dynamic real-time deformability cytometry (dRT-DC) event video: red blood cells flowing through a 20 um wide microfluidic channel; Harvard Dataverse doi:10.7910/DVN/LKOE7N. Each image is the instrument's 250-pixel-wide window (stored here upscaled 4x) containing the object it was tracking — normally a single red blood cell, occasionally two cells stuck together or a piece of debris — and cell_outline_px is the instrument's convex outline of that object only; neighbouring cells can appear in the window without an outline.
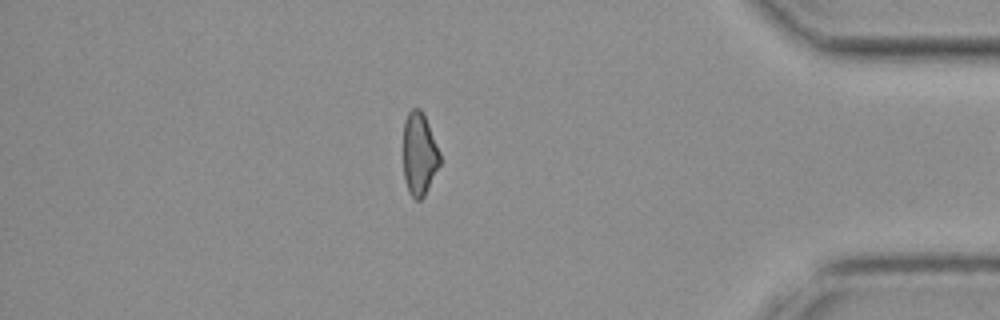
{"species": "common noctule bat (a hibernating species)", "species_latin": "Nyctalus noctula", "temperature_condition": "cold", "stored_images_in_passage": 53, "camera_frame_rate_fps": 3000, "um_per_image_px": 0.085, "animal": {"sex": "female", "body_mass_g": 19.3, "forearm_length_mm": 54.1}, "frame": {"image": 1, "passage_image": 52, "time_ms": 17.0, "image_size_px": [1000, 320], "cell_outline_px": [[440, 164], [424, 196], [420, 200], [416, 200], [408, 192], [404, 176], [404, 120], [408, 112], [412, 108], [420, 108], [424, 112], [440, 152]], "centroid_in_image_um": [35.64, 13.06], "position_along_channel_um": 399.6, "area_um2": 17.74}}